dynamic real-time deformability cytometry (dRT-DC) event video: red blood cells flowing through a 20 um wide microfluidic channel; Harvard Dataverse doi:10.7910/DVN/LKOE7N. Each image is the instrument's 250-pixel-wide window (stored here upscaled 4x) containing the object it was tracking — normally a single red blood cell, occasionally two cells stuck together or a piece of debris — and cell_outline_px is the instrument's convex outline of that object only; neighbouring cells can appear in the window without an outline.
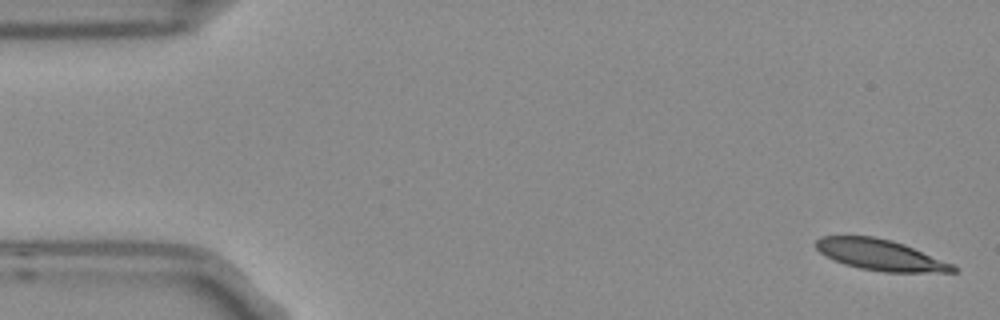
{"species": "Egyptian fruit bat (a non-hibernating species)", "species_latin": "Rousettus aegyptiacus", "temperature_condition": "room temperature", "stored_images_in_passage": 4, "camera_frame_rate_fps": 3000, "um_per_image_px": 0.085, "frame": {"image": 1, "passage_image": 1, "time_ms": 0.0, "image_size_px": [1000, 320], "cell_outline_px": [[960, 268], [956, 272], [884, 272], [860, 268], [844, 264], [824, 256], [812, 244], [820, 236], [872, 236], [892, 240], [904, 244], [952, 264]], "centroid_in_image_um": [74.79, 21.66], "position_along_channel_um": 10.2, "area_um2": 24.74}}